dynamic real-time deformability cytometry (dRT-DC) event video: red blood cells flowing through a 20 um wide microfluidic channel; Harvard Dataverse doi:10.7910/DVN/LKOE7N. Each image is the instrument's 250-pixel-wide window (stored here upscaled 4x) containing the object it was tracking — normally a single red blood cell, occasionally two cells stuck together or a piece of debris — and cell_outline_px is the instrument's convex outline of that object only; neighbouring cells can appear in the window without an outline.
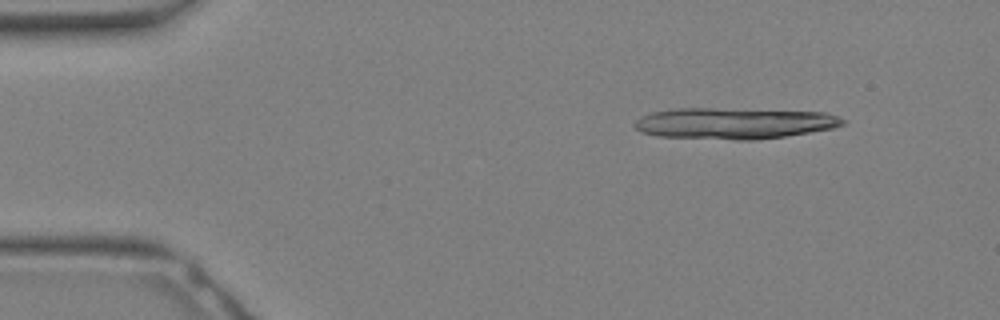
{"species": "Egyptian fruit bat (a non-hibernating species)", "species_latin": "Rousettus aegyptiacus", "temperature_condition": "warm", "stored_images_in_passage": 7, "camera_frame_rate_fps": 3000, "um_per_image_px": 0.085, "animal": {"sex": "female"}, "frame": {"image": 1, "passage_image": 4, "time_ms": 1.0, "image_size_px": [1000, 320], "cell_outline_px": [[844, 124], [832, 128], [784, 136], [752, 140], [736, 140], [656, 136], [640, 132], [632, 124], [640, 116], [652, 112], [676, 108], [712, 108], [824, 112], [836, 116], [844, 120]], "centroid_in_image_um": [62.31, 10.48], "position_along_channel_um": 22.7, "area_um2": 37.74}}